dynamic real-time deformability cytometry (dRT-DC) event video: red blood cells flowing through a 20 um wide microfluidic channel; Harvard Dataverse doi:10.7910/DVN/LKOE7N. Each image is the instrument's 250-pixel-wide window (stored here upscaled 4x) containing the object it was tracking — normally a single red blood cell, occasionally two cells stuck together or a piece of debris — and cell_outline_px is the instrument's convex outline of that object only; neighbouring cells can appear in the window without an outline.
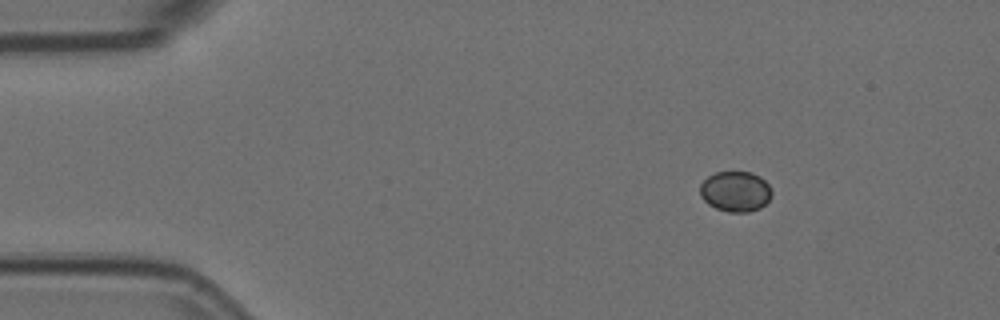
{"species": "Egyptian fruit bat (a non-hibernating species)", "species_latin": "Rousettus aegyptiacus", "temperature_condition": "room temperature", "stored_images_in_passage": 27, "camera_frame_rate_fps": 3000, "um_per_image_px": 0.085, "animal": {"sex": "female"}, "frame": {"image": 1, "passage_image": 1, "time_ms": 0.0, "image_size_px": [1000, 320], "cell_outline_px": [[772, 196], [760, 208], [748, 212], [728, 212], [716, 208], [708, 204], [700, 196], [700, 184], [708, 176], [716, 172], [752, 172], [760, 176], [768, 184], [772, 192]], "centroid_in_image_um": [62.51, 16.27], "position_along_channel_um": 22.5, "area_um2": 16.94}}
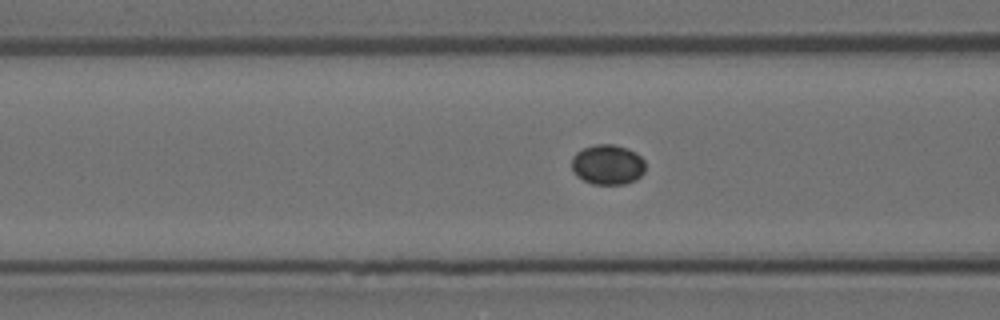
{"frame": {"image": 2, "passage_image": 15, "time_ms": 4.667, "image_size_px": [1000, 320], "cell_outline_px": [[644, 172], [636, 180], [624, 184], [592, 184], [576, 176], [572, 168], [572, 156], [576, 152], [584, 148], [596, 144], [612, 144], [628, 148], [636, 152], [644, 160]], "centroid_in_image_um": [51.65, 13.99], "position_along_channel_um": 115.0, "area_um2": 17.28}}
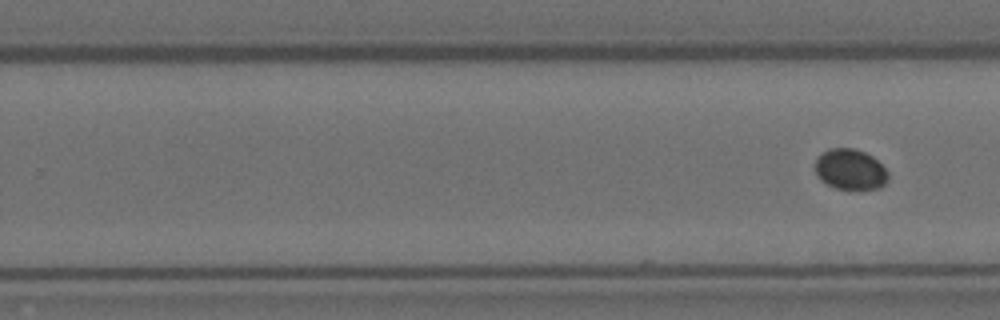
{"frame": {"image": 3, "passage_image": 27, "time_ms": 8.667, "image_size_px": [1000, 320], "cell_outline_px": [[888, 180], [880, 188], [836, 188], [820, 180], [816, 176], [816, 160], [820, 152], [828, 148], [852, 148], [864, 152], [872, 156], [888, 172]], "centroid_in_image_um": [72.24, 14.38], "position_along_channel_um": 257.6, "area_um2": 17.11}}